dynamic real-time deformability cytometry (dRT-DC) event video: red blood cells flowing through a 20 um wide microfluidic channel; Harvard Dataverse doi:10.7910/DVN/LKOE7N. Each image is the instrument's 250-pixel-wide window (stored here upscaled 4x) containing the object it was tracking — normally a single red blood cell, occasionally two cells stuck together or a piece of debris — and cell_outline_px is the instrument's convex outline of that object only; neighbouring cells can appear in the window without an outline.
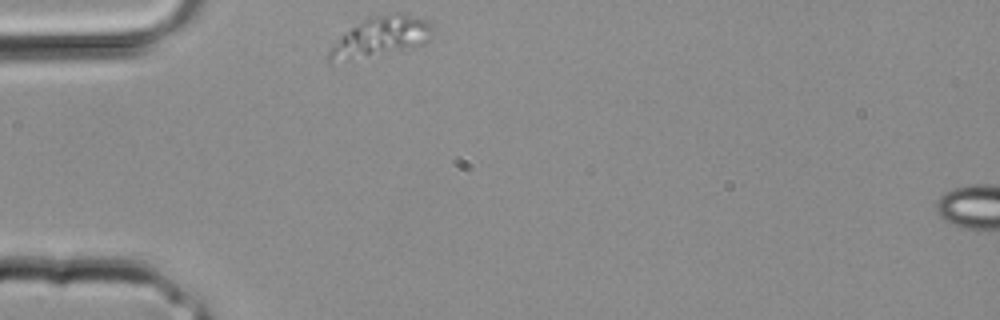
{"species": "common noctule bat (a hibernating species)", "species_latin": "Nyctalus noctula", "temperature_condition": "room temperature", "stored_images_in_passage": 19, "camera_frame_rate_fps": 3000, "um_per_image_px": 0.085, "animal": {"sex": "male", "body_mass_g": 20.4}, "frame": {"image": 1, "passage_image": 1, "time_ms": 0.0, "image_size_px": [1000, 320], "cell_outline_px": [[432, 28], [428, 40], [424, 44], [328, 64], [328, 52], [340, 36], [344, 32], [364, 20], [372, 16], [396, 12], [404, 12], [428, 20]], "centroid_in_image_um": [32.34, 3.09], "position_along_channel_um": 52.7, "area_um2": 23.47}}
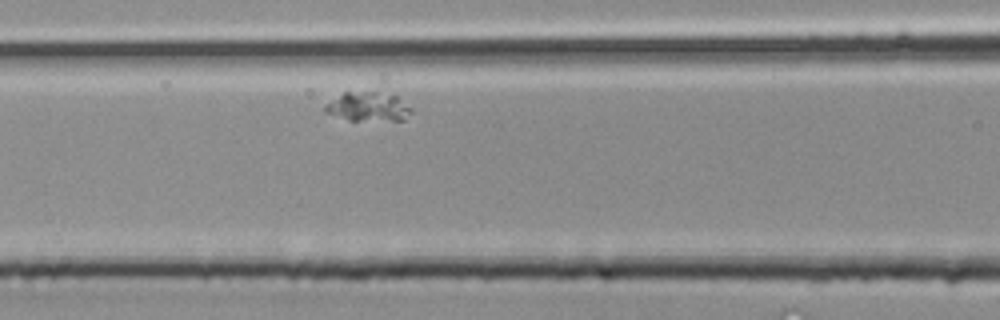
{"frame": {"image": 2, "passage_image": 6, "time_ms": 1.667, "image_size_px": [1000, 320], "cell_outline_px": [[412, 112], [404, 120], [348, 120], [324, 112], [324, 108], [328, 104], [344, 92], [376, 92], [396, 96]], "centroid_in_image_um": [31.27, 9.09], "position_along_channel_um": 135.3, "area_um2": 14.1}}
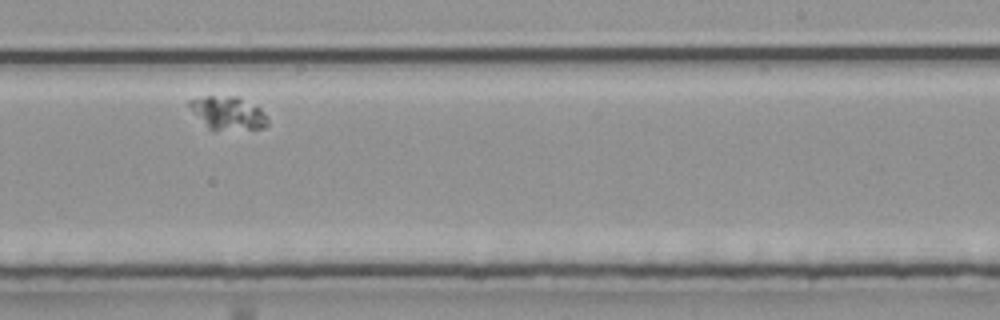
{"frame": {"image": 3, "passage_image": 13, "time_ms": 4.0, "image_size_px": [1000, 320], "cell_outline_px": [[268, 124], [264, 128], [208, 128], [188, 104], [188, 100], [204, 96], [236, 96], [256, 104], [260, 108], [268, 120]], "centroid_in_image_um": [19.41, 9.56], "position_along_channel_um": 269.6, "area_um2": 14.57}}